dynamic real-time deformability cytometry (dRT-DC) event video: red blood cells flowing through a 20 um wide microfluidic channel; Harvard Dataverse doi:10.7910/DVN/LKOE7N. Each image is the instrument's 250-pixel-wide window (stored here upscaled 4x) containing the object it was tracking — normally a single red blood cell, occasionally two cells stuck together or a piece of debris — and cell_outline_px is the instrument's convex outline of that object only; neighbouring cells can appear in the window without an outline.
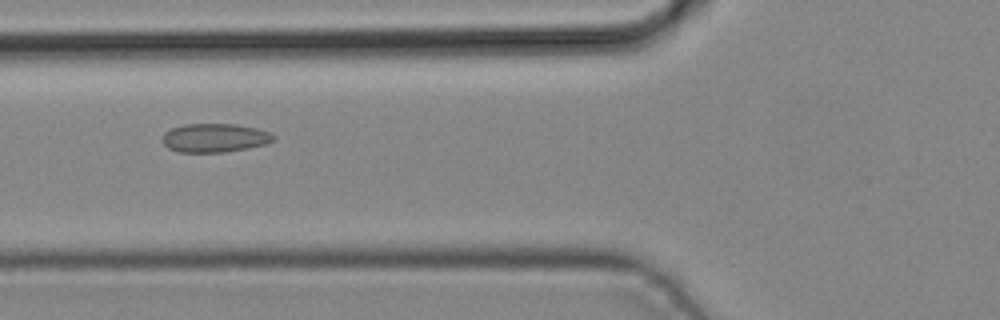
{"species": "common noctule bat (a hibernating species)", "species_latin": "Nyctalus noctula", "temperature_condition": "cold", "stored_images_in_passage": 4, "camera_frame_rate_fps": 3000, "um_per_image_px": 0.085, "animal": {"sex": "male", "body_mass_g": 19.2, "forearm_length_mm": 51.8}, "frame": {"image": 1, "passage_image": 4, "time_ms": 1.0, "image_size_px": [1000, 320], "cell_outline_px": [[276, 140], [264, 144], [248, 148], [224, 152], [180, 152], [168, 148], [160, 140], [164, 132], [172, 128], [184, 124], [236, 124], [256, 128], [268, 132], [276, 136]], "centroid_in_image_um": [18.23, 11.72], "position_along_channel_um": 107.6, "area_um2": 18.67}}